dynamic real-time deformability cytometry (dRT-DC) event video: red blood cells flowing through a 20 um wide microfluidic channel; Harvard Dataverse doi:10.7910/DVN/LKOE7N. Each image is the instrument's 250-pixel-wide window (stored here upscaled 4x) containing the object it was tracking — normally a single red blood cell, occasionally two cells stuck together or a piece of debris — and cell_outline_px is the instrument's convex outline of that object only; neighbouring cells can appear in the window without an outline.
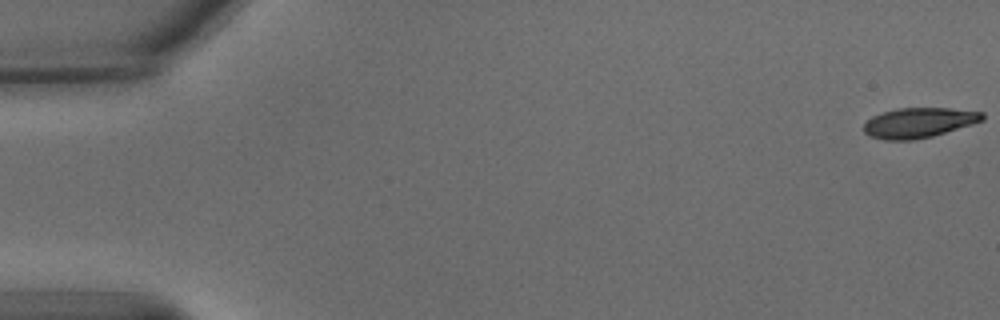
{"species": "common noctule bat (a hibernating species)", "species_latin": "Nyctalus noctula", "temperature_condition": "warm", "stored_images_in_passage": 56, "camera_frame_rate_fps": 3000, "um_per_image_px": 0.085, "animal": {"sex": "male", "body_mass_g": 15.6}, "frame": {"image": 1, "passage_image": 1, "time_ms": 0.0, "image_size_px": [1000, 320], "cell_outline_px": [[984, 120], [972, 124], [932, 136], [912, 140], [884, 140], [868, 136], [864, 132], [864, 124], [872, 116], [884, 112], [900, 108], [948, 108], [984, 112]], "centroid_in_image_um": [78.09, 10.43], "position_along_channel_um": 6.9, "area_um2": 20.63}}
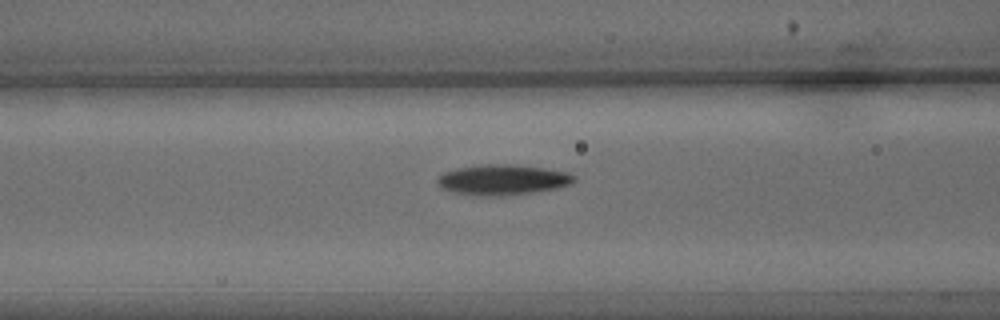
{"frame": {"image": 2, "passage_image": 23, "time_ms": 7.333, "image_size_px": [1000, 320], "cell_outline_px": [[576, 180], [572, 184], [560, 188], [532, 192], [496, 196], [480, 196], [456, 192], [440, 188], [436, 180], [444, 172], [456, 168], [480, 164], [512, 164], [544, 168], [568, 172], [576, 176]], "centroid_in_image_um": [42.76, 15.27], "position_along_channel_um": 123.8, "area_um2": 24.33}}
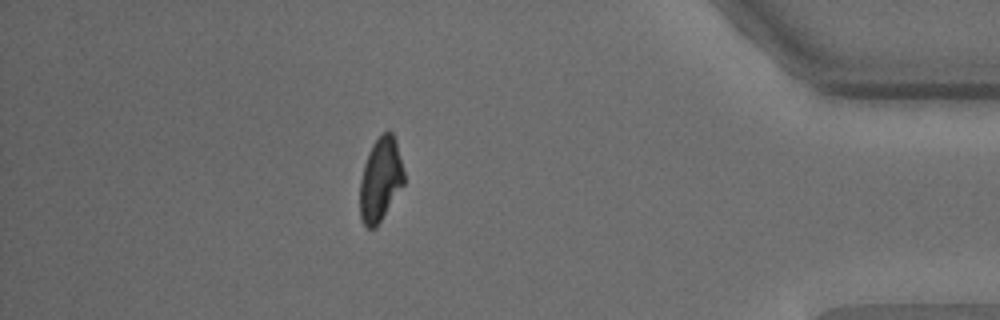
{"frame": {"image": 3, "passage_image": 49, "time_ms": 16.0, "image_size_px": [1000, 320], "cell_outline_px": [[404, 184], [376, 228], [368, 228], [364, 224], [360, 216], [360, 180], [364, 164], [368, 152], [372, 144], [388, 128], [392, 132], [396, 140], [404, 172]], "centroid_in_image_um": [32.34, 15.24], "position_along_channel_um": 402.9, "area_um2": 21.5}, "authors_computed_cell_mechanics": {"area_um2": 22.5709, "velocity_mm_per_s": 3.682, "shape_relaxation_time_tau1_ms": 5.1264, "shape_relaxation_time_tau2_ms": 5.2498, "deformation_change_tau1": 0.1871, "deformation_change_tau2": 0.1233}}